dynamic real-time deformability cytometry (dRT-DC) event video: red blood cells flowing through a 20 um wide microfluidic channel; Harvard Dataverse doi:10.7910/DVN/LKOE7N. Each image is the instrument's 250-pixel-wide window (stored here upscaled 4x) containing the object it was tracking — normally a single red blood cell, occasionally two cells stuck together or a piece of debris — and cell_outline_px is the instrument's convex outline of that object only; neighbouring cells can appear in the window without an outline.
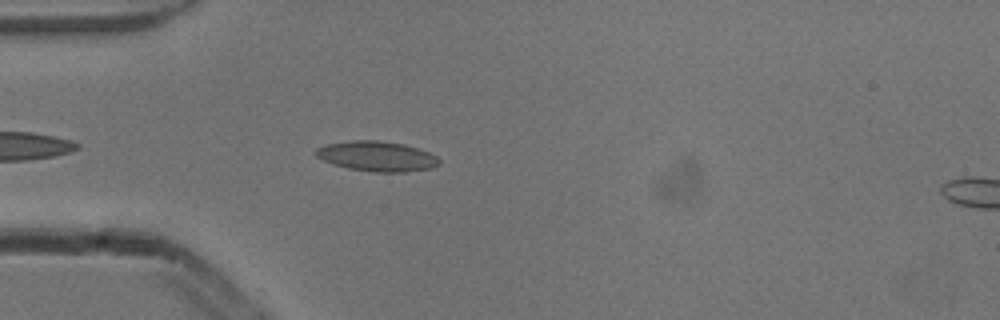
{"species": "common noctule bat (a hibernating species)", "species_latin": "Nyctalus noctula", "temperature_condition": "cold", "stored_images_in_passage": 5, "camera_frame_rate_fps": 3000, "um_per_image_px": 0.085, "animal": {"sex": "male", "body_mass_g": 13.3}, "frame": {"image": 1, "passage_image": 4, "time_ms": 1.0, "image_size_px": [1000, 320], "cell_outline_px": [[440, 164], [432, 168], [404, 172], [372, 172], [348, 168], [332, 164], [316, 156], [312, 152], [316, 148], [324, 144], [352, 140], [376, 140], [404, 144], [428, 152], [436, 156], [440, 160]], "centroid_in_image_um": [32.0, 13.28], "position_along_channel_um": 53.0, "area_um2": 21.73}}